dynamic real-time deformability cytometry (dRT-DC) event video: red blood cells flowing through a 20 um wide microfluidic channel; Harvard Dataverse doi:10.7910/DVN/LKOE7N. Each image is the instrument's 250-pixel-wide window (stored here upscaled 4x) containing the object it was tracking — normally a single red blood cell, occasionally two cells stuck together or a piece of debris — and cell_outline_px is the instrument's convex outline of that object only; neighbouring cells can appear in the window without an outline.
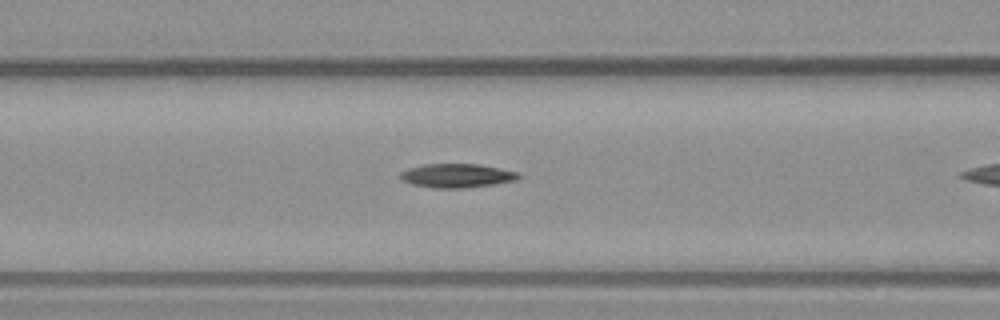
{"species": "common noctule bat (a hibernating species)", "species_latin": "Nyctalus noctula", "temperature_condition": "warm", "stored_images_in_passage": 10, "camera_frame_rate_fps": 3000, "um_per_image_px": 0.085, "animal": {"sex": "male", "body_mass_g": 23.1, "forearm_length_mm": 52.7}, "frame": {"image": 1, "passage_image": 9, "time_ms": 2.667, "image_size_px": [1000, 320], "cell_outline_px": [[520, 176], [516, 180], [492, 184], [464, 188], [432, 188], [412, 184], [400, 180], [400, 172], [408, 168], [424, 164], [480, 164], [520, 172]], "centroid_in_image_um": [38.81, 14.92], "position_along_channel_um": 127.8, "area_um2": 16.53}}